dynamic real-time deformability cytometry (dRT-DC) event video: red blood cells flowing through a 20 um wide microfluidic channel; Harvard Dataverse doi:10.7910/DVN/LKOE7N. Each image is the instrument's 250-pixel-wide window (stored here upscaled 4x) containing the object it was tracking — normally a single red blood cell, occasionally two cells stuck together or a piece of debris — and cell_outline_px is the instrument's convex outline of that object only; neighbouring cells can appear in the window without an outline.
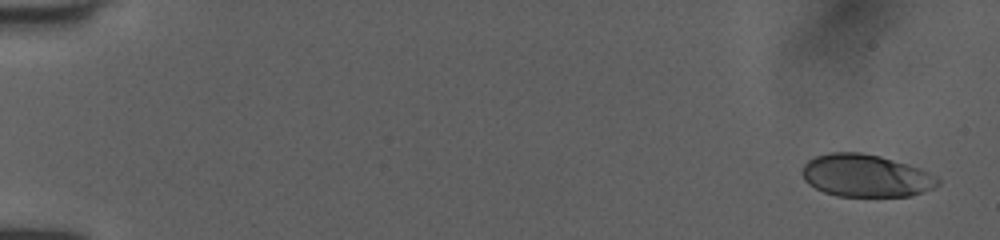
{"species": "human", "species_latin": "Homo sapiens", "temperature_condition": "room temperature", "stored_images_in_passage": 20, "camera_frame_rate_fps": 3000, "um_per_image_px": 0.085, "donor": {"sex": "female"}, "frame": {"image": 1, "passage_image": 1, "time_ms": 0.0, "image_size_px": [1000, 240], "cell_outline_px": [[940, 184], [936, 188], [912, 196], [836, 196], [824, 192], [808, 184], [804, 180], [800, 172], [804, 164], [808, 160], [816, 156], [828, 152], [860, 152], [880, 156], [908, 164], [920, 168], [936, 176], [940, 180]], "centroid_in_image_um": [73.6, 14.93], "position_along_channel_um": 11.4, "area_um2": 33.99}}
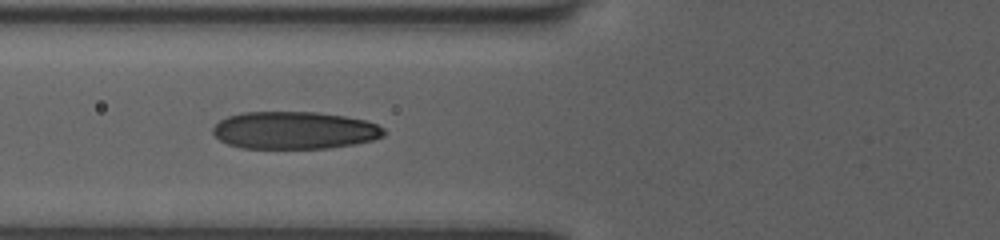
{"frame": {"image": 2, "passage_image": 12, "time_ms": 3.667, "image_size_px": [1000, 240], "cell_outline_px": [[388, 132], [384, 136], [372, 140], [356, 144], [328, 148], [240, 148], [228, 144], [220, 140], [212, 132], [212, 128], [220, 120], [228, 116], [240, 112], [316, 112], [344, 116], [364, 120], [376, 124], [384, 128]], "centroid_in_image_um": [25.03, 11.08], "position_along_channel_um": 100.8, "area_um2": 37.51}}
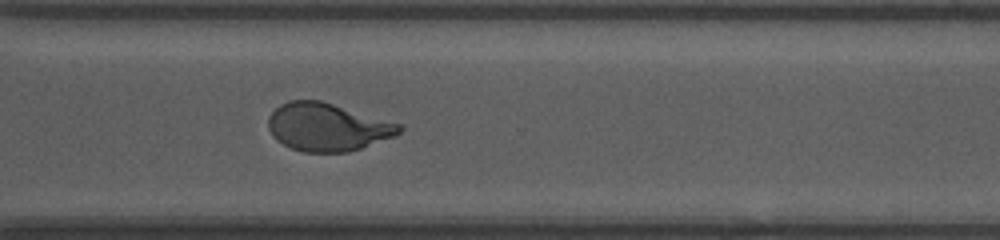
{"frame": {"image": 3, "passage_image": 20, "time_ms": 6.333, "image_size_px": [1000, 240], "cell_outline_px": [[404, 128], [396, 136], [348, 152], [304, 152], [292, 148], [276, 140], [272, 136], [268, 128], [268, 116], [280, 104], [288, 100], [320, 100], [404, 124]], "centroid_in_image_um": [27.85, 10.79], "position_along_channel_um": 342.7, "area_um2": 36.82}}